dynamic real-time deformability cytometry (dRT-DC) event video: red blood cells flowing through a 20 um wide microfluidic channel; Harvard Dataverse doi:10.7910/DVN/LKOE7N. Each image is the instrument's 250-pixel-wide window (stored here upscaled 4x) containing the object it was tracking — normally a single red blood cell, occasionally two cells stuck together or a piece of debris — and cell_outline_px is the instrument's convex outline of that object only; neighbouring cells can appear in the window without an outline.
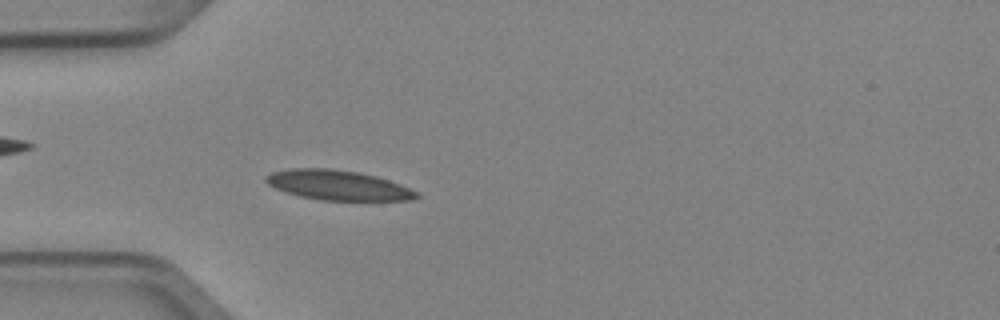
{"species": "Egyptian fruit bat (a non-hibernating species)", "species_latin": "Rousettus aegyptiacus", "temperature_condition": "cold", "stored_images_in_passage": 3, "camera_frame_rate_fps": 3000, "um_per_image_px": 0.085, "animal": {"sex": "female"}, "frame": {"image": 1, "passage_image": 3, "time_ms": 0.667, "image_size_px": [1000, 320], "cell_outline_px": [[420, 196], [408, 200], [320, 200], [300, 196], [276, 188], [268, 184], [264, 180], [264, 176], [272, 172], [288, 168], [332, 168], [360, 172], [376, 176], [400, 184], [416, 192]], "centroid_in_image_um": [28.68, 15.72], "position_along_channel_um": 56.3, "area_um2": 26.07}}